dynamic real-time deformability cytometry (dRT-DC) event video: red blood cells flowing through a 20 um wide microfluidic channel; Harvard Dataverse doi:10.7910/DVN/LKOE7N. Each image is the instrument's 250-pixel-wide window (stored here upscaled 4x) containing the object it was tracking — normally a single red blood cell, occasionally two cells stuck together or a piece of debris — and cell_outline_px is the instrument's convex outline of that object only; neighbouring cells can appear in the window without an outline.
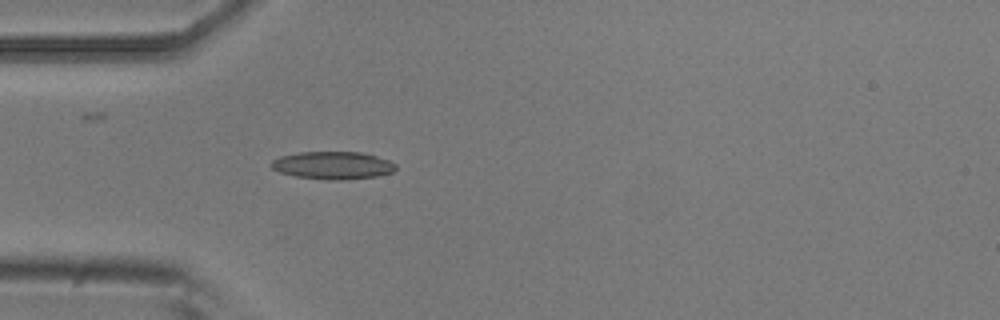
{"species": "common noctule bat (a hibernating species)", "species_latin": "Nyctalus noctula", "temperature_condition": "room temperature", "stored_images_in_passage": 5, "camera_frame_rate_fps": 3000, "um_per_image_px": 0.085, "animal": {"sex": "male", "body_mass_g": 20.5, "forearm_length_mm": 52.5}, "frame": {"image": 1, "passage_image": 5, "time_ms": 1.333, "image_size_px": [1000, 320], "cell_outline_px": [[396, 168], [392, 172], [376, 176], [340, 180], [328, 180], [296, 176], [280, 172], [272, 168], [268, 164], [272, 160], [280, 156], [300, 152], [360, 152], [376, 156], [388, 160], [396, 164]], "centroid_in_image_um": [28.26, 14.05], "position_along_channel_um": 56.7, "area_um2": 20.0}}